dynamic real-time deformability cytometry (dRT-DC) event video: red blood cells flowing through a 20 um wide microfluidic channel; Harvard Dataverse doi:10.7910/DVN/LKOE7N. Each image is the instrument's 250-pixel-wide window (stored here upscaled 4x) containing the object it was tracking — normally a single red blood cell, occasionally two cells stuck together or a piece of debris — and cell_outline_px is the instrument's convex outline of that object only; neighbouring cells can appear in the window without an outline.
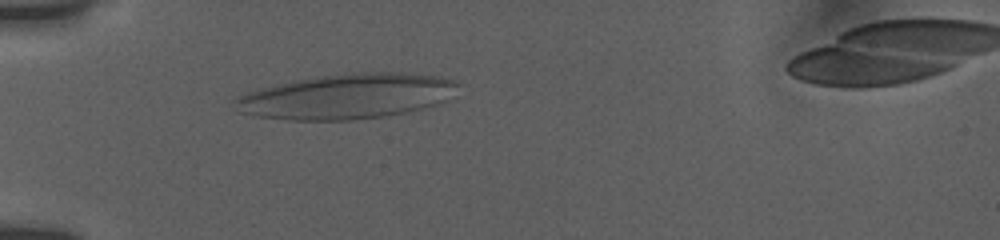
{"species": "human", "species_latin": "Homo sapiens", "temperature_condition": "room temperature", "stored_images_in_passage": 3, "camera_frame_rate_fps": 3000, "um_per_image_px": 0.085, "donor": {"sex": "female"}, "frame": {"image": 1, "passage_image": 2, "time_ms": 0.667, "image_size_px": [1000, 240], "cell_outline_px": [[460, 84], [444, 100], [420, 108], [404, 112], [384, 116], [352, 120], [288, 120], [256, 116], [240, 112], [232, 100], [248, 92], [260, 88], [296, 80], [316, 76], [344, 72], [396, 72], [440, 76], [460, 80]], "centroid_in_image_um": [29.46, 8.17], "position_along_channel_um": 55.5, "area_um2": 58.38}}